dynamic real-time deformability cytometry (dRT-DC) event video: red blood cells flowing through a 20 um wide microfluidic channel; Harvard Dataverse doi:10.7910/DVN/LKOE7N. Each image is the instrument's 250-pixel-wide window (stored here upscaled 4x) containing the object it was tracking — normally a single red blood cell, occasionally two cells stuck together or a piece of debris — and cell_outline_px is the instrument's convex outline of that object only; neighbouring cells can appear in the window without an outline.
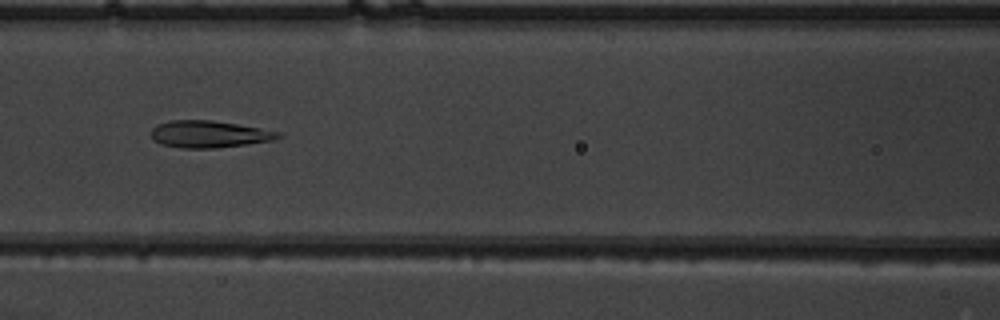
{"species": "common noctule bat (a hibernating species)", "species_latin": "Nyctalus noctula", "temperature_condition": "warm", "stored_images_in_passage": 45, "camera_frame_rate_fps": 3000, "um_per_image_px": 0.085, "animal": {"sex": "male", "body_mass_g": 19.5, "forearm_length_mm": 54.6}, "frame": {"image": 1, "passage_image": 17, "time_ms": 5.333, "image_size_px": [1000, 320], "cell_outline_px": [[284, 136], [272, 140], [216, 148], [180, 148], [160, 144], [152, 140], [152, 128], [156, 124], [172, 120], [212, 120], [236, 124], [280, 132]], "centroid_in_image_um": [17.72, 11.4], "position_along_channel_um": 148.9, "area_um2": 19.88}}
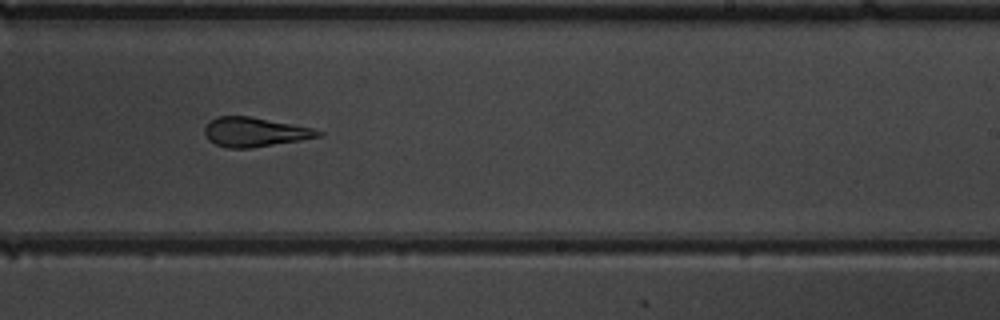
{"frame": {"image": 2, "passage_image": 26, "time_ms": 8.333, "image_size_px": [1000, 320], "cell_outline_px": [[324, 132], [320, 136], [300, 140], [252, 148], [228, 148], [216, 144], [208, 140], [204, 132], [204, 128], [216, 116], [248, 116], [312, 128]], "centroid_in_image_um": [21.63, 11.23], "position_along_channel_um": 267.4, "area_um2": 19.13}}
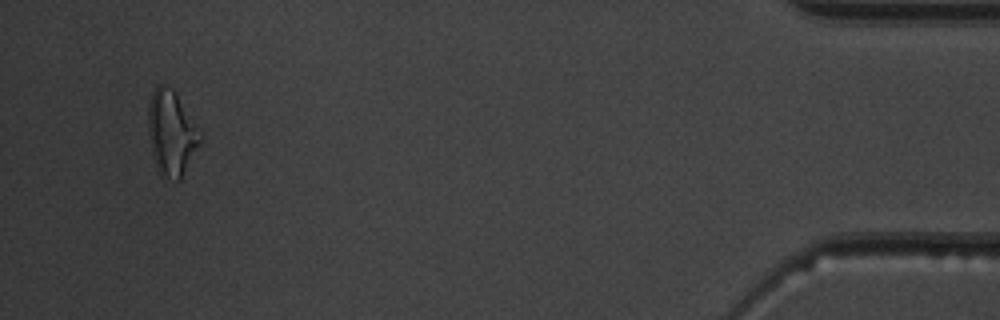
{"frame": {"image": 3, "passage_image": 43, "time_ms": 14.0, "image_size_px": [1000, 320], "cell_outline_px": [[200, 140], [180, 180], [176, 180], [160, 176], [152, 152], [148, 132], [148, 104], [152, 92], [156, 84], [164, 84], [172, 88], [176, 92]], "centroid_in_image_um": [14.47, 11.28], "position_along_channel_um": 420.7, "area_um2": 24.57}, "authors_computed_cell_mechanics": {"area_um2": 20.4612, "velocity_mm_per_s": 3.9642, "shape_relaxation_time_tau1_ms": 7.7891, "shape_relaxation_time_tau2_ms": 1.4691, "deformation_change_tau1": 0.2252, "deformation_change_tau2": 0.1236}}